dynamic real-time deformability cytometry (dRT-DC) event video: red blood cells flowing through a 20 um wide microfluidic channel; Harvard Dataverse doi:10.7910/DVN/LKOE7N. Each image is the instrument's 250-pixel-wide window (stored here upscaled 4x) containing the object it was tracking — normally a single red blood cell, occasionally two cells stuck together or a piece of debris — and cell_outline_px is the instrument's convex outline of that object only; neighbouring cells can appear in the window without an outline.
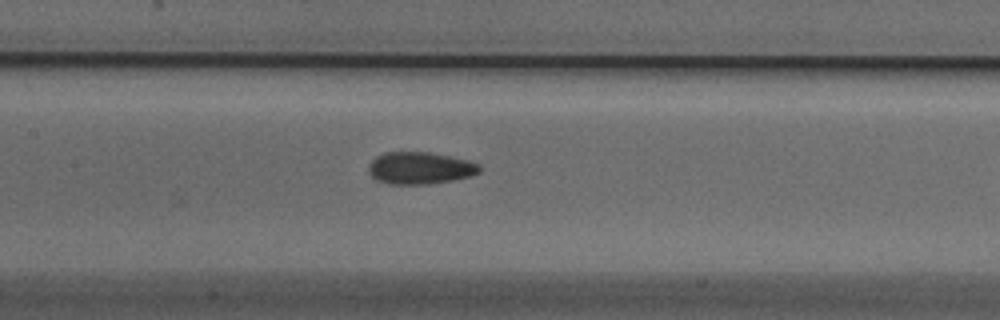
{"species": "Egyptian fruit bat (a non-hibernating species)", "species_latin": "Rousettus aegyptiacus", "temperature_condition": "cold", "stored_images_in_passage": 20, "camera_frame_rate_fps": 3000, "um_per_image_px": 0.085, "animal": {"sex": "male"}, "frame": {"image": 1, "passage_image": 15, "time_ms": 4.667, "image_size_px": [1000, 320], "cell_outline_px": [[480, 172], [468, 176], [452, 180], [428, 184], [392, 184], [376, 180], [368, 172], [368, 168], [372, 160], [376, 156], [384, 152], [432, 152], [468, 160], [480, 164]], "centroid_in_image_um": [35.69, 14.27], "position_along_channel_um": 171.7, "area_um2": 20.75}}